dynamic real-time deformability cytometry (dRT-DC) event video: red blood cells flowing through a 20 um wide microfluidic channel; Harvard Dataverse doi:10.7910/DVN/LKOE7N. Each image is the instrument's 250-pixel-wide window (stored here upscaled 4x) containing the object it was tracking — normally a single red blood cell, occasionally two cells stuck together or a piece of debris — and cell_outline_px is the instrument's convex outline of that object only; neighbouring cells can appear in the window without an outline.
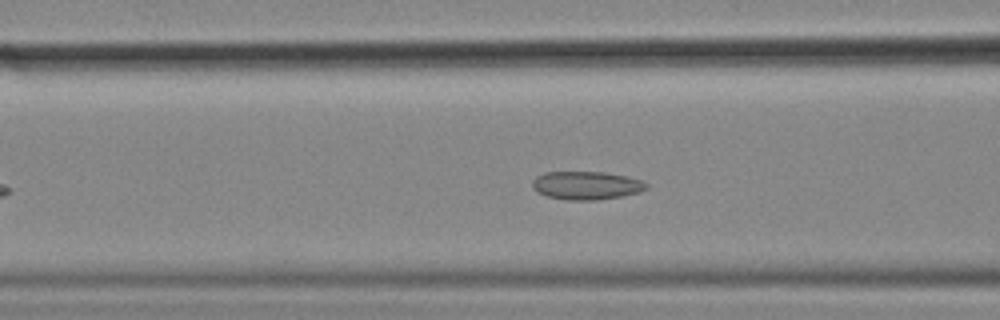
{"species": "common noctule bat (a hibernating species)", "species_latin": "Nyctalus noctula", "temperature_condition": "cold", "stored_images_in_passage": 41, "camera_frame_rate_fps": 3000, "um_per_image_px": 0.085, "animal": {"sex": "female", "body_mass_g": 18.4}, "frame": {"image": 1, "passage_image": 16, "time_ms": 5.0, "image_size_px": [1000, 320], "cell_outline_px": [[648, 188], [640, 192], [620, 196], [596, 200], [568, 200], [548, 196], [536, 192], [532, 188], [532, 180], [536, 176], [544, 172], [604, 172], [628, 176], [640, 180], [648, 184]], "centroid_in_image_um": [49.82, 15.75], "position_along_channel_um": 116.8, "area_um2": 18.84}}
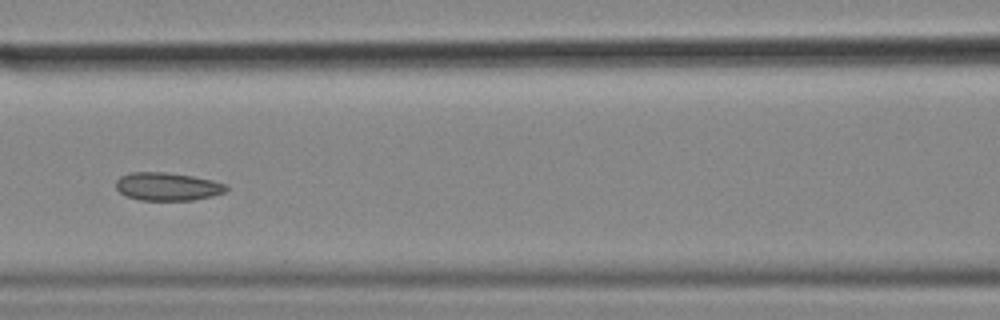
{"frame": {"image": 2, "passage_image": 19, "time_ms": 6.0, "image_size_px": [1000, 320], "cell_outline_px": [[228, 188], [224, 192], [212, 196], [192, 200], [140, 200], [128, 196], [120, 192], [116, 188], [116, 180], [120, 176], [132, 172], [164, 172], [192, 176], [212, 180], [228, 184]], "centroid_in_image_um": [14.24, 15.85], "position_along_channel_um": 152.4, "area_um2": 17.98}}
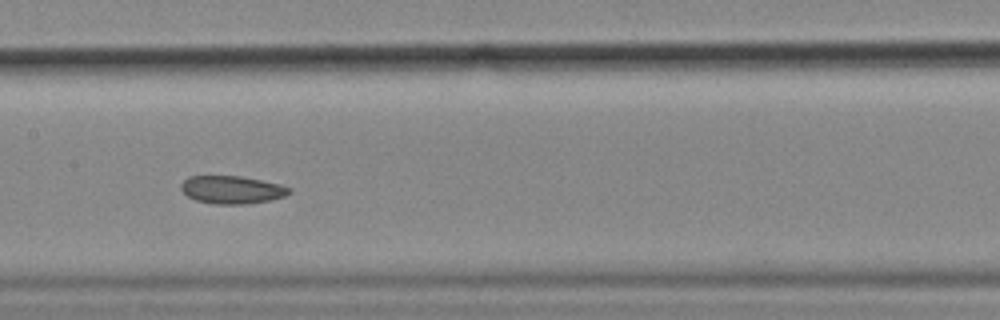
{"frame": {"image": 3, "passage_image": 22, "time_ms": 7.0, "image_size_px": [1000, 320], "cell_outline_px": [[292, 192], [284, 196], [272, 200], [244, 204], [216, 204], [196, 200], [188, 196], [180, 188], [180, 184], [188, 176], [240, 176], [280, 184], [292, 188]], "centroid_in_image_um": [19.73, 16.12], "position_along_channel_um": 187.7, "area_um2": 17.57}, "authors_computed_cell_mechanics": {"area_um2": 18.3226, "velocity_mm_per_s": 3.5508, "shape_relaxation_time_tau1_ms": null, "shape_relaxation_time_tau2_ms": 3.2231, "deformation_change_tau1": null, "deformation_change_tau2": 0.0705}}